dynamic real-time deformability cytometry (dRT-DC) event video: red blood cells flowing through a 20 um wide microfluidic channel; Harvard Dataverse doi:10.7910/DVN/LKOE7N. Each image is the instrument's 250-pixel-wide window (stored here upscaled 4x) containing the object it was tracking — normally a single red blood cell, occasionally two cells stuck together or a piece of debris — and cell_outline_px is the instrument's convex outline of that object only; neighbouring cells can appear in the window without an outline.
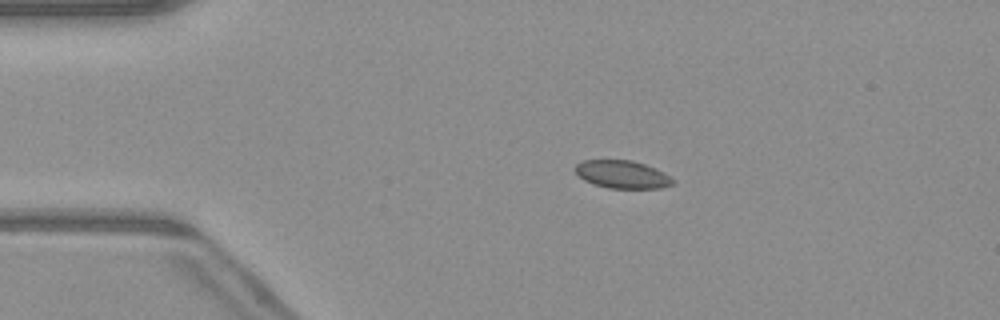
{"species": "common noctule bat (a hibernating species)", "species_latin": "Nyctalus noctula", "temperature_condition": "warm", "stored_images_in_passage": 43, "camera_frame_rate_fps": 3000, "um_per_image_px": 0.085, "animal": {"sex": "male", "body_mass_g": 23.1, "forearm_length_mm": 52.7}, "frame": {"image": 1, "passage_image": 10, "time_ms": 3.0, "image_size_px": [1000, 320], "cell_outline_px": [[672, 184], [660, 188], [608, 188], [592, 184], [584, 180], [576, 172], [576, 164], [584, 160], [632, 160], [644, 164], [668, 176], [672, 180]], "centroid_in_image_um": [52.82, 14.83], "position_along_channel_um": 32.2, "area_um2": 15.43}}
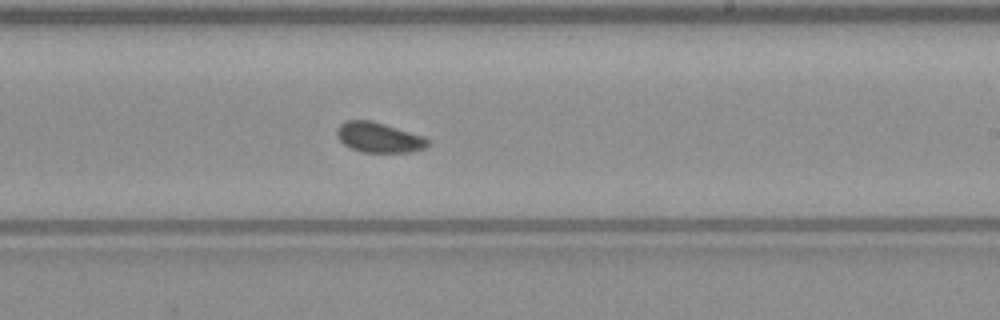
{"frame": {"image": 2, "passage_image": 30, "time_ms": 9.667, "image_size_px": [1000, 320], "cell_outline_px": [[428, 144], [424, 148], [412, 152], [364, 152], [352, 148], [344, 144], [340, 140], [336, 132], [340, 124], [348, 120], [372, 120], [420, 136], [428, 140]], "centroid_in_image_um": [32.16, 11.68], "position_along_channel_um": 256.8, "area_um2": 15.49}}
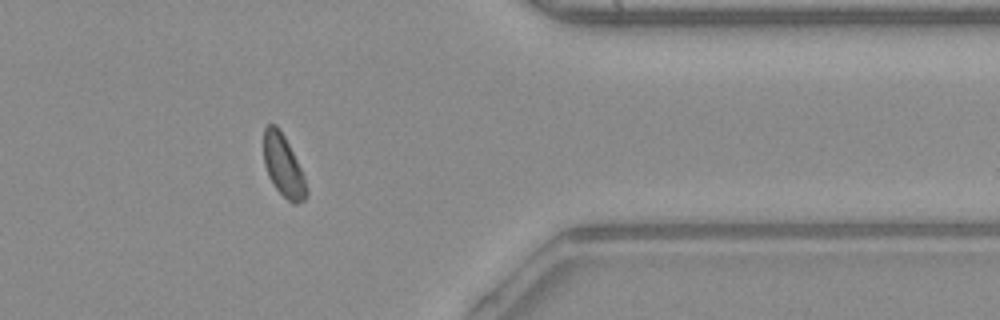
{"frame": {"image": 3, "passage_image": 41, "time_ms": 13.333, "image_size_px": [1000, 320], "cell_outline_px": [[308, 196], [304, 200], [296, 204], [292, 204], [276, 188], [268, 176], [264, 164], [264, 128], [268, 124], [276, 124], [284, 136], [304, 176], [308, 188]], "centroid_in_image_um": [24.09, 14.12], "position_along_channel_um": 387.3, "area_um2": 15.26}, "authors_computed_cell_mechanics": {"area_um2": 15.8372, "velocity_mm_per_s": 4.0714, "shape_relaxation_time_tau1_ms": 10.7873, "shape_relaxation_time_tau2_ms": null, "deformation_change_tau1": 0.1037, "deformation_change_tau2": null}}